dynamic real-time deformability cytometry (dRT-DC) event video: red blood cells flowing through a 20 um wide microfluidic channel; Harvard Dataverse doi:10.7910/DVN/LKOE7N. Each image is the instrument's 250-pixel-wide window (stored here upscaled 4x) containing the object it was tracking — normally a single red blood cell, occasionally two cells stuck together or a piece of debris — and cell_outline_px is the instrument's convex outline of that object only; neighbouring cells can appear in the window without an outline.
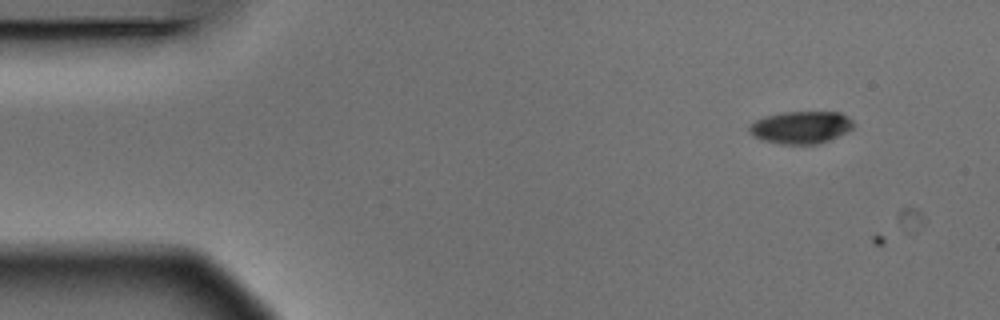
{"species": "Egyptian fruit bat (a non-hibernating species)", "species_latin": "Rousettus aegyptiacus", "temperature_condition": "warm", "stored_images_in_passage": 4, "camera_frame_rate_fps": 3000, "um_per_image_px": 0.085, "animal": {"sex": "male"}, "frame": {"image": 1, "passage_image": 1, "time_ms": 0.0, "image_size_px": [1000, 320], "cell_outline_px": [[852, 128], [828, 140], [816, 144], [784, 144], [764, 140], [748, 132], [748, 128], [756, 120], [764, 116], [784, 112], [840, 112], [848, 116], [852, 120]], "centroid_in_image_um": [68.07, 10.81], "position_along_channel_um": 16.9, "area_um2": 19.31}}